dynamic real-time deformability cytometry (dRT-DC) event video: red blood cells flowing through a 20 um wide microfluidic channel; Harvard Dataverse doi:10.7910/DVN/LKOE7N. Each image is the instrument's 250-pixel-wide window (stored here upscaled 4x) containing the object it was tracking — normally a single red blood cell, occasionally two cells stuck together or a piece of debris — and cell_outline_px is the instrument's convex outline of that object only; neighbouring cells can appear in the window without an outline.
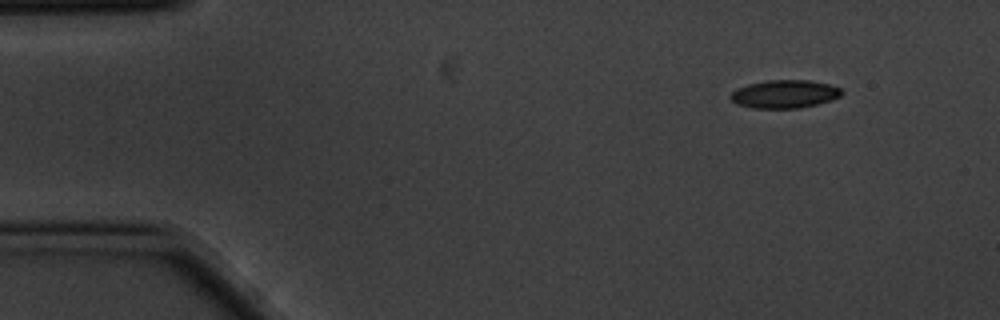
{"species": "common noctule bat (a hibernating species)", "species_latin": "Nyctalus noctula", "temperature_condition": "cold", "stored_images_in_passage": 4, "camera_frame_rate_fps": 3000, "um_per_image_px": 0.085, "animal": {"sex": "male", "body_mass_g": 20.1, "forearm_length_mm": 53.5}, "frame": {"image": 1, "passage_image": 1, "time_ms": 0.0, "image_size_px": [1000, 320], "cell_outline_px": [[844, 92], [840, 96], [816, 104], [800, 108], [752, 108], [736, 104], [728, 96], [736, 88], [748, 84], [768, 80], [808, 80], [828, 84], [840, 88]], "centroid_in_image_um": [66.64, 7.99], "position_along_channel_um": 18.4, "area_um2": 18.15}}
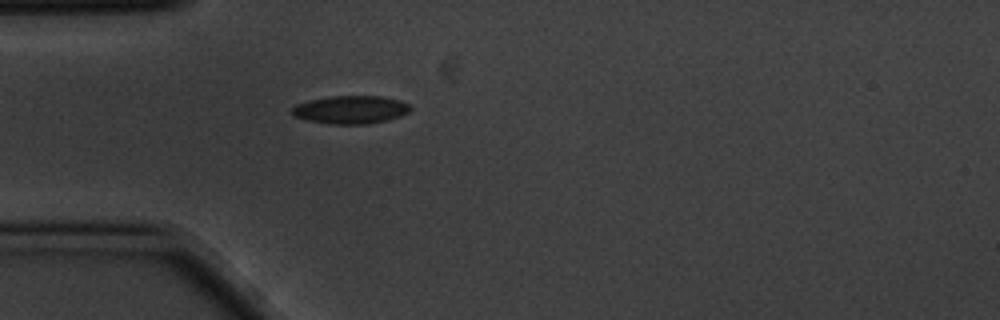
{"frame": {"image": 2, "passage_image": 4, "time_ms": 1.0, "image_size_px": [1000, 320], "cell_outline_px": [[412, 108], [408, 112], [400, 116], [388, 120], [368, 124], [332, 124], [308, 120], [292, 116], [288, 112], [296, 104], [308, 100], [328, 96], [380, 96], [400, 100], [408, 104]], "centroid_in_image_um": [29.77, 9.32], "position_along_channel_um": 55.2, "area_um2": 19.54}}